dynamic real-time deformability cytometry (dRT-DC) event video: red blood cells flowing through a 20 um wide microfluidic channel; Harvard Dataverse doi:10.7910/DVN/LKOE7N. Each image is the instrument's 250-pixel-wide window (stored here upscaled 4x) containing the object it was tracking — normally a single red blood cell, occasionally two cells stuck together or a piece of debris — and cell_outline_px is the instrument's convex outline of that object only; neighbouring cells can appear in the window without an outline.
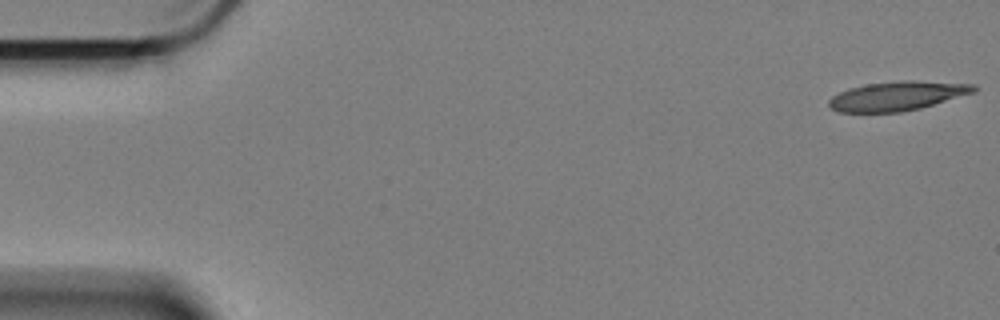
{"species": "Egyptian fruit bat (a non-hibernating species)", "species_latin": "Rousettus aegyptiacus", "temperature_condition": "cold", "stored_images_in_passage": 58, "camera_frame_rate_fps": 3000, "um_per_image_px": 0.085, "animal": {"sex": "female"}, "frame": {"image": 1, "passage_image": 1, "time_ms": 0.0, "image_size_px": [1000, 320], "cell_outline_px": [[980, 88], [976, 92], [920, 108], [900, 112], [836, 112], [828, 104], [828, 100], [832, 96], [848, 88], [868, 84], [900, 80], [912, 80], [976, 84]], "centroid_in_image_um": [76.31, 8.15], "position_along_channel_um": 8.7, "area_um2": 24.8}}
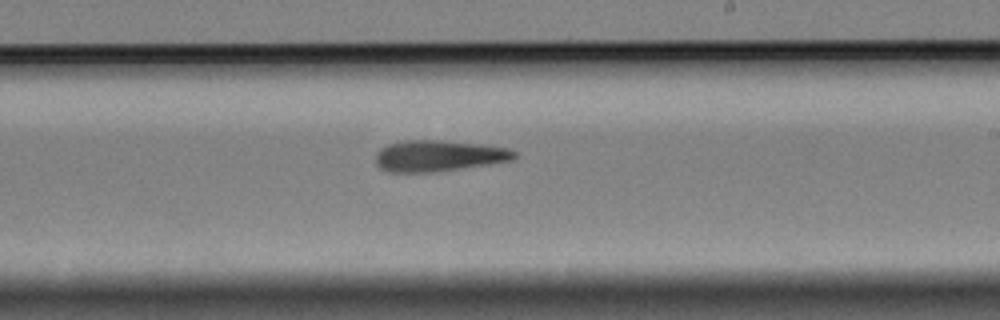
{"frame": {"image": 2, "passage_image": 34, "time_ms": 11.0, "image_size_px": [1000, 320], "cell_outline_px": [[516, 156], [512, 160], [488, 164], [432, 172], [388, 172], [380, 168], [376, 164], [376, 152], [380, 148], [388, 144], [404, 140], [440, 140], [480, 144], [508, 148], [516, 152]], "centroid_in_image_um": [37.24, 13.24], "position_along_channel_um": 251.8, "area_um2": 25.09}}
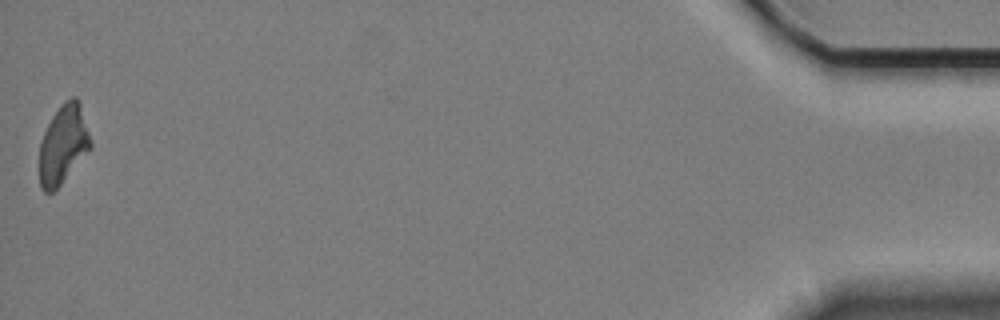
{"frame": {"image": 3, "passage_image": 58, "time_ms": 19.0, "image_size_px": [1000, 320], "cell_outline_px": [[92, 148], [60, 184], [52, 192], [44, 192], [40, 188], [40, 140], [52, 116], [60, 104], [64, 100], [72, 96], [76, 96], [80, 100], [92, 140]], "centroid_in_image_um": [5.4, 12.22], "position_along_channel_um": 429.8, "area_um2": 23.76}, "authors_computed_cell_mechanics": {"area_um2": 24.7384, "velocity_mm_per_s": 3.3888, "shape_relaxation_time_tau1_ms": null, "shape_relaxation_time_tau2_ms": 4.2241, "deformation_change_tau1": null, "deformation_change_tau2": 0.1685}}